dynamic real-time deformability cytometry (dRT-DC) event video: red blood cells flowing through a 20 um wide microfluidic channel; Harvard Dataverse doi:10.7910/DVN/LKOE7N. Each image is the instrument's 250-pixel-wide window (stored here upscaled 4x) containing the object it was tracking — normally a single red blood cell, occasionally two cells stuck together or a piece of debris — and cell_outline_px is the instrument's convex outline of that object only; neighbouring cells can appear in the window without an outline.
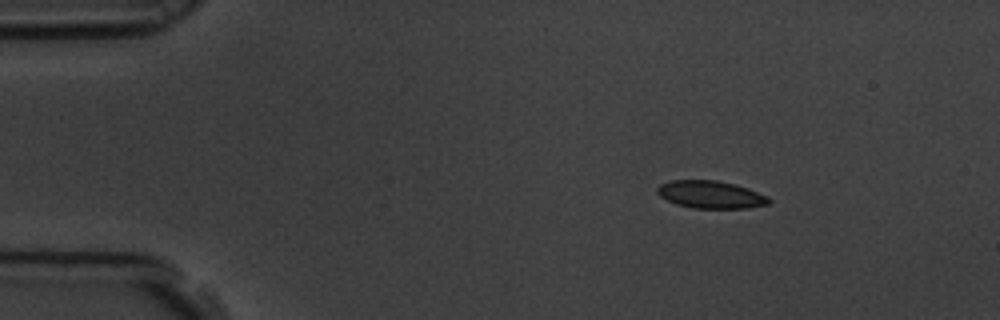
{"species": "common noctule bat (a hibernating species)", "species_latin": "Nyctalus noctula", "temperature_condition": "room temperature", "stored_images_in_passage": 7, "camera_frame_rate_fps": 3000, "um_per_image_px": 0.085, "animal": {"sex": "male", "body_mass_g": 19.5, "forearm_length_mm": 54.6}, "frame": {"image": 1, "passage_image": 2, "time_ms": 0.333, "image_size_px": [1000, 320], "cell_outline_px": [[772, 200], [768, 204], [748, 208], [692, 208], [676, 204], [660, 196], [656, 192], [656, 188], [660, 184], [668, 180], [716, 180], [736, 184], [748, 188], [768, 196]], "centroid_in_image_um": [60.41, 16.53], "position_along_channel_um": 24.6, "area_um2": 18.09}}
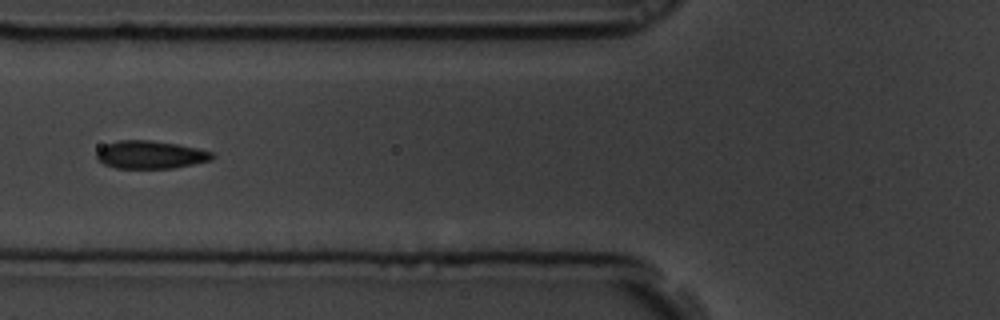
{"frame": {"image": 2, "passage_image": 6, "time_ms": 1.667, "image_size_px": [1000, 320], "cell_outline_px": [[216, 156], [212, 160], [172, 168], [116, 168], [104, 164], [96, 160], [96, 152], [104, 144], [116, 140], [152, 140], [176, 144], [196, 148], [212, 152]], "centroid_in_image_um": [12.75, 13.14], "position_along_channel_um": 113.1, "area_um2": 18.9}}
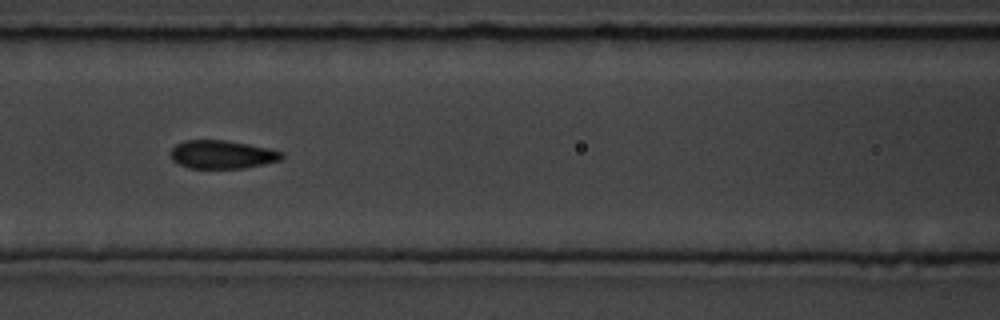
{"frame": {"image": 3, "passage_image": 7, "time_ms": 2.0, "image_size_px": [1000, 320], "cell_outline_px": [[284, 156], [280, 160], [264, 164], [244, 168], [188, 168], [172, 160], [172, 148], [176, 144], [184, 140], [224, 140], [248, 144], [268, 148], [284, 152]], "centroid_in_image_um": [18.9, 13.13], "position_along_channel_um": 147.7, "area_um2": 18.26}}